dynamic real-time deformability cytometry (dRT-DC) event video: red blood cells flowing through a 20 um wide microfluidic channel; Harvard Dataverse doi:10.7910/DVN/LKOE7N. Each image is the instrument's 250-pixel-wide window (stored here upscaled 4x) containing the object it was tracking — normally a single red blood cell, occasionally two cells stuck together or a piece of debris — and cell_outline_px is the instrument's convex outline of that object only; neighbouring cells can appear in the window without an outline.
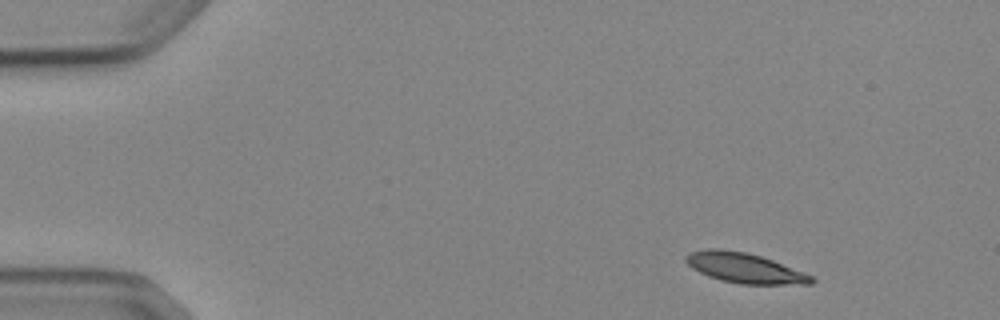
{"species": "Egyptian fruit bat (a non-hibernating species)", "species_latin": "Rousettus aegyptiacus", "temperature_condition": "cold", "stored_images_in_passage": 6, "camera_frame_rate_fps": 3000, "um_per_image_px": 0.085, "animal": {"sex": "female"}, "frame": {"image": 1, "passage_image": 1, "time_ms": 0.0, "image_size_px": [1000, 320], "cell_outline_px": [[816, 280], [812, 284], [740, 284], [720, 280], [708, 276], [692, 268], [684, 260], [684, 256], [692, 252], [708, 248], [720, 248], [744, 252], [760, 256], [772, 260], [804, 272], [812, 276]], "centroid_in_image_um": [63.28, 22.78], "position_along_channel_um": 21.7, "area_um2": 21.91}}
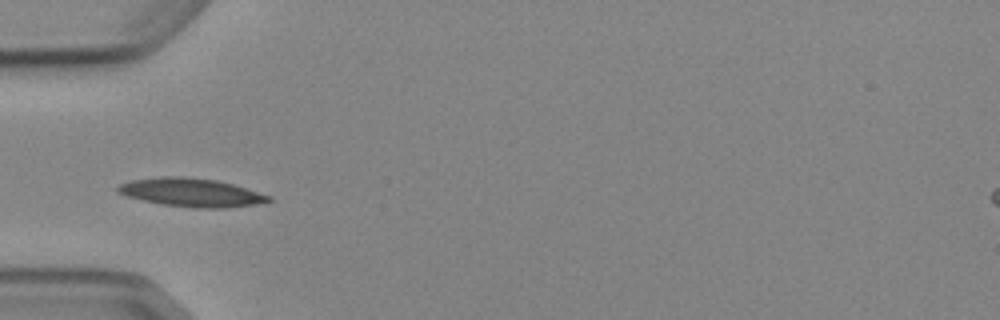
{"frame": {"image": 2, "passage_image": 4, "time_ms": 3.667, "image_size_px": [1000, 320], "cell_outline_px": [[272, 200], [252, 204], [224, 208], [200, 208], [164, 204], [144, 200], [128, 196], [116, 192], [116, 188], [120, 184], [132, 180], [160, 176], [184, 176], [216, 180], [232, 184], [272, 196]], "centroid_in_image_um": [16.24, 16.34], "position_along_channel_um": 68.8, "area_um2": 24.62}}
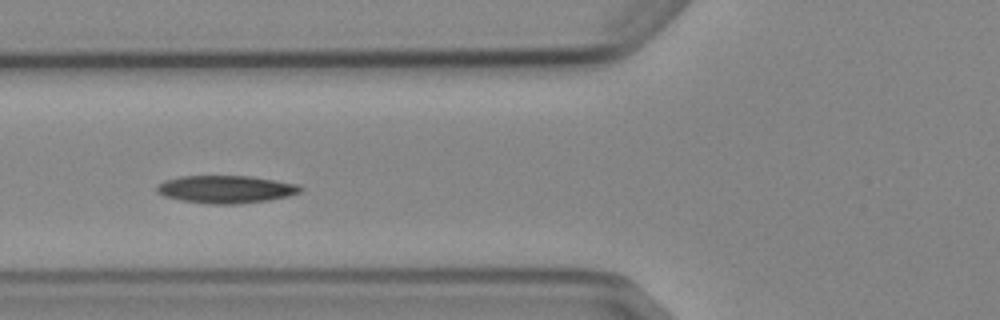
{"frame": {"image": 3, "passage_image": 5, "time_ms": 4.667, "image_size_px": [1000, 320], "cell_outline_px": [[304, 188], [300, 192], [288, 196], [268, 200], [240, 204], [208, 204], [180, 200], [164, 196], [156, 192], [156, 188], [164, 180], [180, 176], [252, 176], [300, 184]], "centroid_in_image_um": [19.22, 16.09], "position_along_channel_um": 106.6, "area_um2": 23.35}}